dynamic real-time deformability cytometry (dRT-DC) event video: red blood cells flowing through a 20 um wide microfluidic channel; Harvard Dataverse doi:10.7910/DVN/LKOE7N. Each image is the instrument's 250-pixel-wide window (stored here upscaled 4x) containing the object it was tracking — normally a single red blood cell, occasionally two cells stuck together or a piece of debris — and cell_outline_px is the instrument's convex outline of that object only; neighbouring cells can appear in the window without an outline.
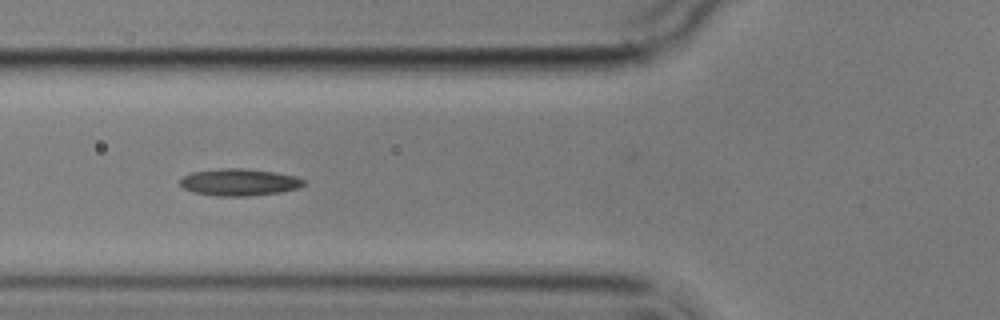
{"species": "common noctule bat (a hibernating species)", "species_latin": "Nyctalus noctula", "temperature_condition": "cold", "stored_images_in_passage": 9, "camera_frame_rate_fps": 3000, "um_per_image_px": 0.085, "animal": {"sex": "male", "body_mass_g": 17.9}, "frame": {"image": 1, "passage_image": 6, "time_ms": 5.667, "image_size_px": [1000, 320], "cell_outline_px": [[304, 184], [296, 188], [280, 192], [248, 196], [216, 196], [192, 192], [184, 188], [180, 184], [180, 180], [184, 176], [192, 172], [220, 168], [240, 168], [276, 172], [296, 176], [304, 180]], "centroid_in_image_um": [20.31, 15.48], "position_along_channel_um": 105.5, "area_um2": 19.36}}
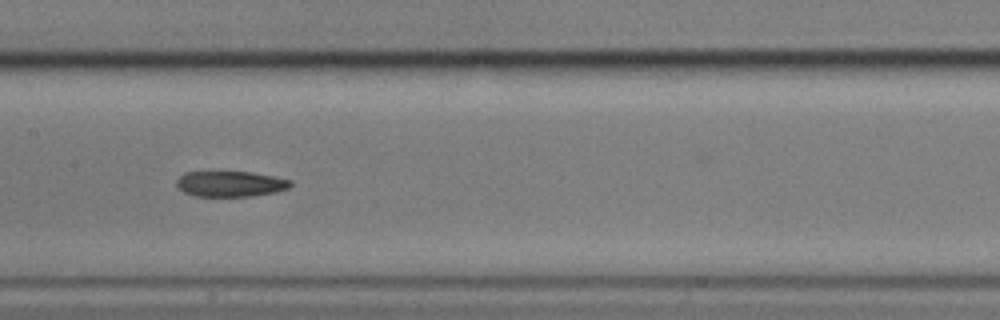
{"frame": {"image": 2, "passage_image": 8, "time_ms": 8.0, "image_size_px": [1000, 320], "cell_outline_px": [[292, 184], [288, 188], [276, 192], [252, 196], [196, 196], [184, 192], [176, 184], [176, 180], [184, 172], [252, 172], [292, 180]], "centroid_in_image_um": [19.59, 15.63], "position_along_channel_um": 187.8, "area_um2": 16.94}}
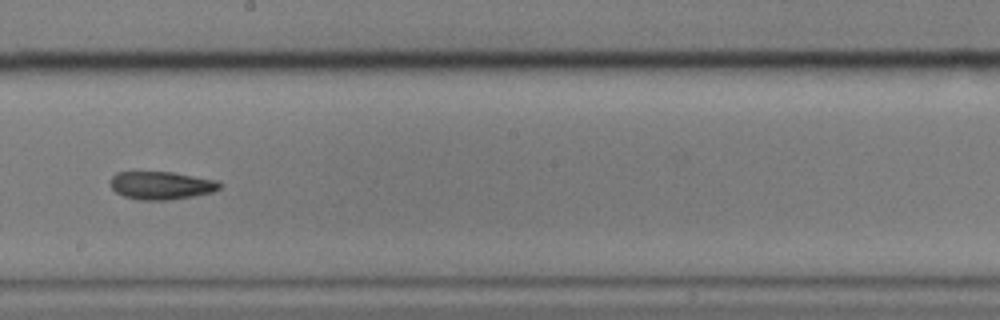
{"frame": {"image": 3, "passage_image": 9, "time_ms": 9.333, "image_size_px": [1000, 320], "cell_outline_px": [[224, 184], [220, 188], [212, 192], [192, 196], [168, 200], [140, 200], [124, 196], [116, 192], [108, 184], [108, 180], [116, 172], [172, 172], [216, 180]], "centroid_in_image_um": [13.68, 15.75], "position_along_channel_um": 234.5, "area_um2": 17.92}}